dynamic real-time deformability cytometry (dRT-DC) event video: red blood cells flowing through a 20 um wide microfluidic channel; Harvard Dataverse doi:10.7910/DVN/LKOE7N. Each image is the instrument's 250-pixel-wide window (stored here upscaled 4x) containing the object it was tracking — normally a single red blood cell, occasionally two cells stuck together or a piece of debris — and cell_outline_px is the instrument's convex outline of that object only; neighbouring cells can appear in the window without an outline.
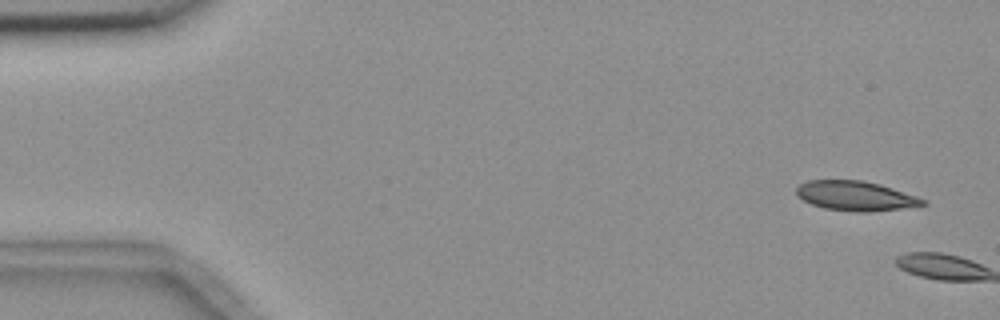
{"species": "common noctule bat (a hibernating species)", "species_latin": "Nyctalus noctula", "temperature_condition": "room temperature", "stored_images_in_passage": 5, "camera_frame_rate_fps": 3000, "um_per_image_px": 0.085, "animal": {"sex": "female", "body_mass_g": 18.4}, "frame": {"image": 1, "passage_image": 1, "time_ms": 0.0, "image_size_px": [1000, 320], "cell_outline_px": [[928, 204], [900, 208], [868, 212], [856, 212], [824, 208], [812, 204], [804, 200], [796, 192], [796, 188], [800, 184], [808, 180], [860, 180], [880, 184], [916, 196], [924, 200]], "centroid_in_image_um": [72.71, 16.64], "position_along_channel_um": 12.3, "area_um2": 21.5}}